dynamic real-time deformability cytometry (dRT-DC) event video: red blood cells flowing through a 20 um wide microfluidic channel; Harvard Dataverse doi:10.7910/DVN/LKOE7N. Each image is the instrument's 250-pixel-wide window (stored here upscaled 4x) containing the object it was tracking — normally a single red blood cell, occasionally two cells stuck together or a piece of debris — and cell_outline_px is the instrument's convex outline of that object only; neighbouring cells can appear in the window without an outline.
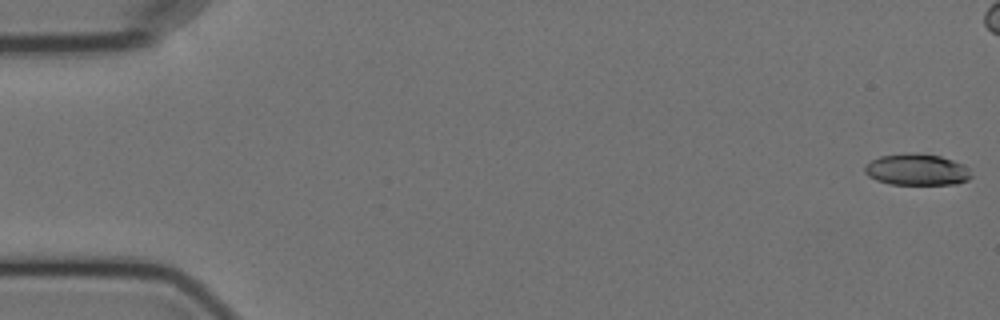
{"species": "Egyptian fruit bat (a non-hibernating species)", "species_latin": "Rousettus aegyptiacus", "temperature_condition": "cold", "stored_images_in_passage": 6, "camera_frame_rate_fps": 3000, "um_per_image_px": 0.085, "animal": {"sex": "female"}, "frame": {"image": 1, "passage_image": 1, "time_ms": 0.0, "image_size_px": [1000, 320], "cell_outline_px": [[972, 176], [968, 180], [956, 184], [892, 184], [876, 180], [868, 176], [864, 172], [864, 164], [880, 156], [940, 156], [964, 164], [968, 168]], "centroid_in_image_um": [77.94, 14.47], "position_along_channel_um": 7.1, "area_um2": 18.73}}